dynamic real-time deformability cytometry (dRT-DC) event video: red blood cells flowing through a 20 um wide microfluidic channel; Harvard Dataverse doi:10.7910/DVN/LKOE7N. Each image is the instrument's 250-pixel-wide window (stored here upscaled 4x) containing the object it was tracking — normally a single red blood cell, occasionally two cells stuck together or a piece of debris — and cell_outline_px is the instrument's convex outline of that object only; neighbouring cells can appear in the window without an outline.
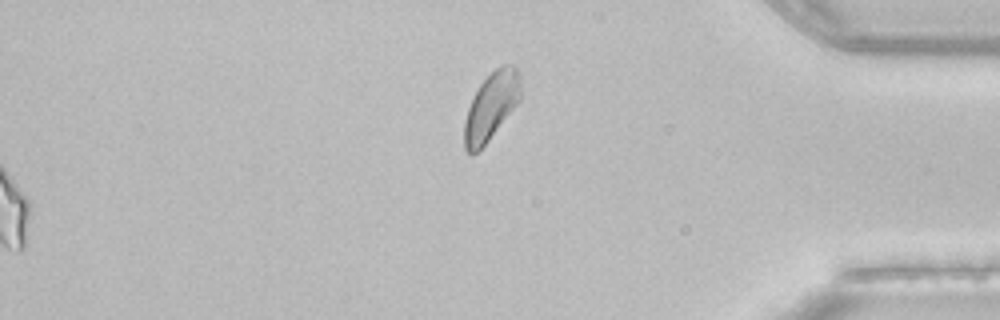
{"species": "common noctule bat (a hibernating species)", "species_latin": "Nyctalus noctula", "temperature_condition": "room temperature", "stored_images_in_passage": 46, "camera_frame_rate_fps": 3000, "um_per_image_px": 0.085, "animal": {"sex": "female", "body_mass_g": 22.7, "forearm_length_mm": 54.2}, "frame": {"image": 1, "passage_image": 46, "time_ms": 15.0, "image_size_px": [1000, 320], "cell_outline_px": [[520, 100], [488, 140], [476, 152], [468, 152], [464, 148], [464, 120], [468, 108], [480, 84], [500, 64], [512, 64], [516, 68], [520, 76]], "centroid_in_image_um": [41.75, 9.0], "position_along_channel_um": 393.4, "area_um2": 21.68}}